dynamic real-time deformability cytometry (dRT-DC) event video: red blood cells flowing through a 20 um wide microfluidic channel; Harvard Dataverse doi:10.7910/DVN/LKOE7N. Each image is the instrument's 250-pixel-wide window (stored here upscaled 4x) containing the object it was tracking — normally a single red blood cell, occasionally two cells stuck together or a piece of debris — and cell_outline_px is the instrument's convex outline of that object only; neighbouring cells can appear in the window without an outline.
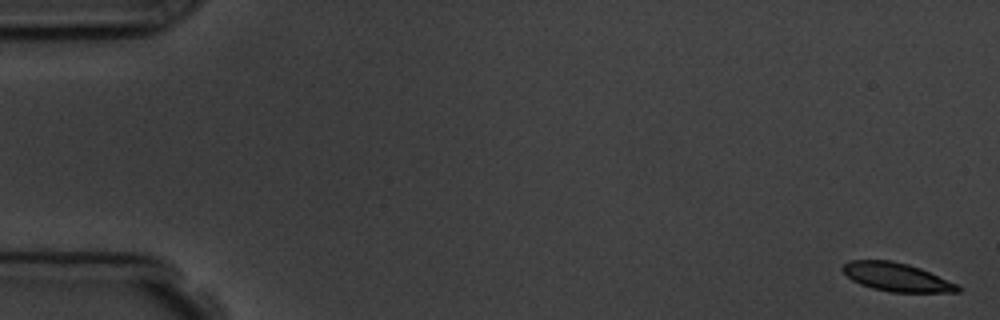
{"species": "common noctule bat (a hibernating species)", "species_latin": "Nyctalus noctula", "temperature_condition": "room temperature", "stored_images_in_passage": 5, "camera_frame_rate_fps": 3000, "um_per_image_px": 0.085, "animal": {"sex": "male", "body_mass_g": 19.5, "forearm_length_mm": 54.6}, "frame": {"image": 1, "passage_image": 1, "time_ms": 0.0, "image_size_px": [1000, 320], "cell_outline_px": [[960, 292], [892, 292], [872, 288], [860, 284], [852, 280], [840, 268], [848, 260], [892, 260], [908, 264], [920, 268], [956, 284], [960, 288]], "centroid_in_image_um": [76.17, 23.54], "position_along_channel_um": 8.8, "area_um2": 18.9}}
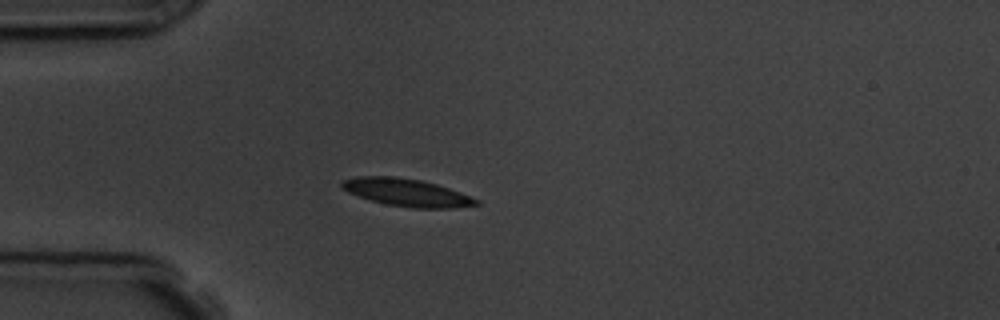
{"frame": {"image": 2, "passage_image": 5, "time_ms": 4.667, "image_size_px": [1000, 320], "cell_outline_px": [[480, 204], [452, 208], [412, 208], [388, 204], [372, 200], [348, 192], [340, 188], [340, 184], [344, 180], [356, 176], [396, 176], [420, 180], [436, 184], [460, 192], [480, 200]], "centroid_in_image_um": [34.57, 16.35], "position_along_channel_um": 50.4, "area_um2": 21.44}}